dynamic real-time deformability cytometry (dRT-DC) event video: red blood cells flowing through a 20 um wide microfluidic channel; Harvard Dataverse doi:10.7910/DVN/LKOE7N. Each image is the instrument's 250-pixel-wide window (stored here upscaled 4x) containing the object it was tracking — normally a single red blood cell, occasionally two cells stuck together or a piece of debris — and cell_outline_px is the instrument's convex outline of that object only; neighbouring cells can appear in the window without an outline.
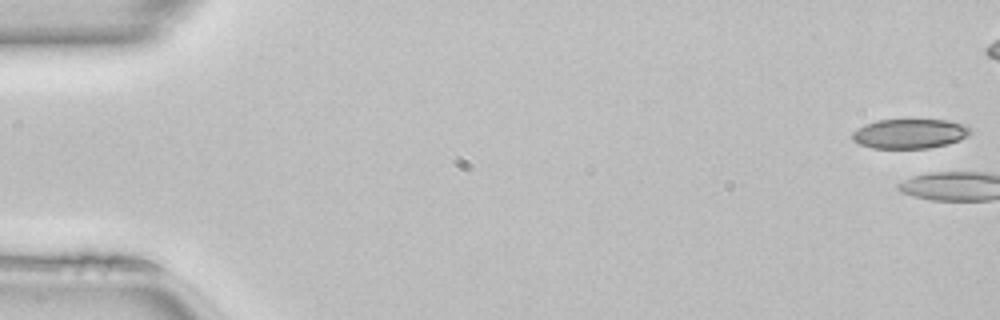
{"species": "common noctule bat (a hibernating species)", "species_latin": "Nyctalus noctula", "temperature_condition": "room temperature", "stored_images_in_passage": 4, "camera_frame_rate_fps": 3000, "um_per_image_px": 0.085, "animal": {"sex": "female", "body_mass_g": 22.7, "forearm_length_mm": 54.2}, "frame": {"image": 1, "passage_image": 1, "time_ms": 0.0, "image_size_px": [1000, 320], "cell_outline_px": [[972, 132], [968, 136], [960, 140], [948, 144], [928, 148], [872, 148], [860, 144], [852, 140], [852, 132], [856, 128], [864, 124], [876, 120], [948, 120], [964, 124], [972, 128]], "centroid_in_image_um": [77.34, 11.36], "position_along_channel_um": 7.7, "area_um2": 20.58}}